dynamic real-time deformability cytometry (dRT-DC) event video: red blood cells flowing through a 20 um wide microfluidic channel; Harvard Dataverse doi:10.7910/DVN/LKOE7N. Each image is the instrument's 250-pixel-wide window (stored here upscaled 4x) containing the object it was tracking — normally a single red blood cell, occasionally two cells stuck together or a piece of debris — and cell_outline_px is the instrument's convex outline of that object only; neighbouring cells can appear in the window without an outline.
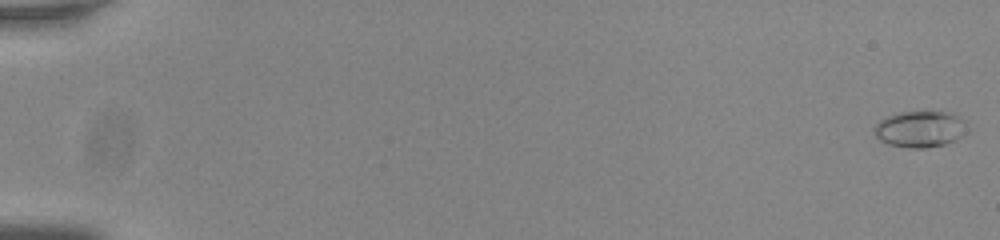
{"species": "common noctule bat (a hibernating species)", "species_latin": "Nyctalus noctula", "temperature_condition": "room temperature", "stored_images_in_passage": 56, "camera_frame_rate_fps": 3000, "um_per_image_px": 0.085, "animal": {"sex": "male", "body_mass_g": 20.0, "forearm_length_mm": 53.3}, "frame": {"image": 1, "passage_image": 1, "time_ms": 0.0, "image_size_px": [1000, 240], "cell_outline_px": [[968, 120], [960, 136], [956, 140], [944, 144], [924, 148], [908, 148], [888, 144], [880, 140], [872, 132], [872, 128], [880, 120], [888, 116], [900, 112], [944, 108]], "centroid_in_image_um": [78.22, 10.91], "position_along_channel_um": 6.8, "area_um2": 20.46}}
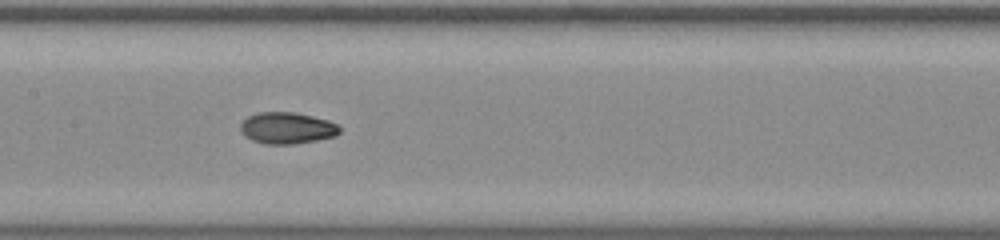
{"frame": {"image": 2, "passage_image": 30, "time_ms": 9.667, "image_size_px": [1000, 240], "cell_outline_px": [[340, 132], [336, 136], [316, 140], [292, 144], [264, 144], [252, 140], [244, 136], [240, 132], [240, 124], [248, 116], [256, 112], [296, 112], [328, 120], [336, 124], [340, 128]], "centroid_in_image_um": [24.37, 10.88], "position_along_channel_um": 183.0, "area_um2": 18.32}}
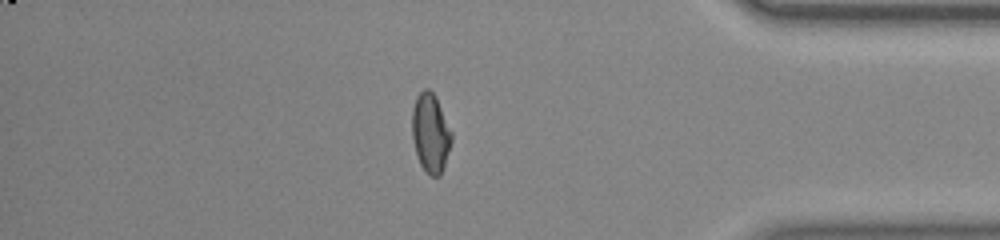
{"frame": {"image": 3, "passage_image": 49, "time_ms": 16.0, "image_size_px": [1000, 240], "cell_outline_px": [[452, 140], [444, 168], [440, 176], [428, 176], [424, 172], [416, 156], [412, 140], [412, 108], [416, 96], [424, 88], [428, 88], [436, 96], [452, 132]], "centroid_in_image_um": [36.58, 11.33], "position_along_channel_um": 398.6, "area_um2": 18.61}, "authors_computed_cell_mechanics": {"area_um2": 17.918, "velocity_mm_per_s": 3.7942, "shape_relaxation_time_tau1_ms": 5.2174, "shape_relaxation_time_tau2_ms": 1.4145, "deformation_change_tau1": 0.1659, "deformation_change_tau2": 0.0432}}